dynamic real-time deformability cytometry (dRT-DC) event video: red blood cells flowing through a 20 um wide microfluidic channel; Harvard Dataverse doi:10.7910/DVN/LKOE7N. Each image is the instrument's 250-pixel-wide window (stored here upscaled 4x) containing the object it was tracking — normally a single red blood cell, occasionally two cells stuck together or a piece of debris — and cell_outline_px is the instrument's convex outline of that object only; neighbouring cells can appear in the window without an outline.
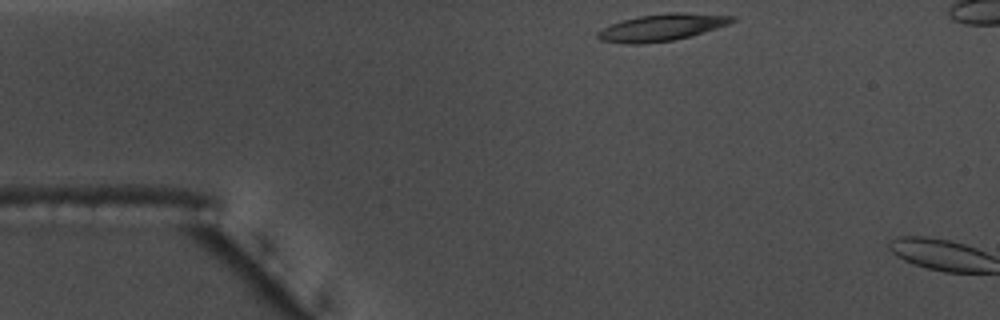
{"species": "common noctule bat (a hibernating species)", "species_latin": "Nyctalus noctula", "temperature_condition": "warm", "stored_images_in_passage": 3, "camera_frame_rate_fps": 3000, "um_per_image_px": 0.085, "animal": {"sex": "male", "body_mass_g": 17.5, "forearm_length_mm": 52.3}, "frame": {"image": 1, "passage_image": 1, "time_ms": 0.0, "image_size_px": [1000, 320], "cell_outline_px": [[736, 20], [728, 24], [716, 28], [688, 36], [672, 40], [640, 44], [628, 44], [600, 40], [596, 36], [596, 32], [612, 24], [624, 20], [640, 16], [668, 12], [684, 12], [736, 16]], "centroid_in_image_um": [56.25, 2.32], "position_along_channel_um": 28.7, "area_um2": 20.81}}